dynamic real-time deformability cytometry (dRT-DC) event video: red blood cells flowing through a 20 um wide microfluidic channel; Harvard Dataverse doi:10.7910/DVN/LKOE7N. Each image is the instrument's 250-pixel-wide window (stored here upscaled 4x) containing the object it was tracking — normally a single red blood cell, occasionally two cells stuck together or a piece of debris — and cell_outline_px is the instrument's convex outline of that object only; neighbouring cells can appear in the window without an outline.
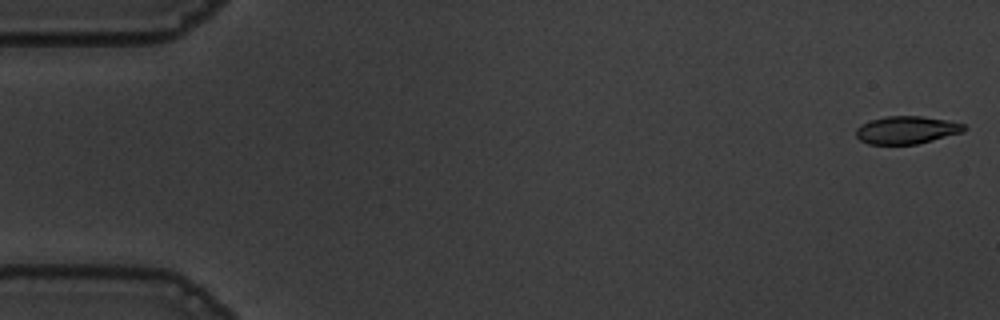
{"species": "common noctule bat (a hibernating species)", "species_latin": "Nyctalus noctula", "temperature_condition": "warm", "stored_images_in_passage": 55, "camera_frame_rate_fps": 3000, "um_per_image_px": 0.085, "animal": {"sex": "male", "body_mass_g": 19.5, "forearm_length_mm": 54.6}, "frame": {"image": 1, "passage_image": 1, "time_ms": 0.0, "image_size_px": [1000, 320], "cell_outline_px": [[968, 128], [964, 132], [916, 144], [868, 144], [860, 140], [856, 136], [856, 128], [872, 120], [884, 116], [920, 116], [948, 120], [964, 124]], "centroid_in_image_um": [77.09, 11.05], "position_along_channel_um": 7.9, "area_um2": 17.4}}
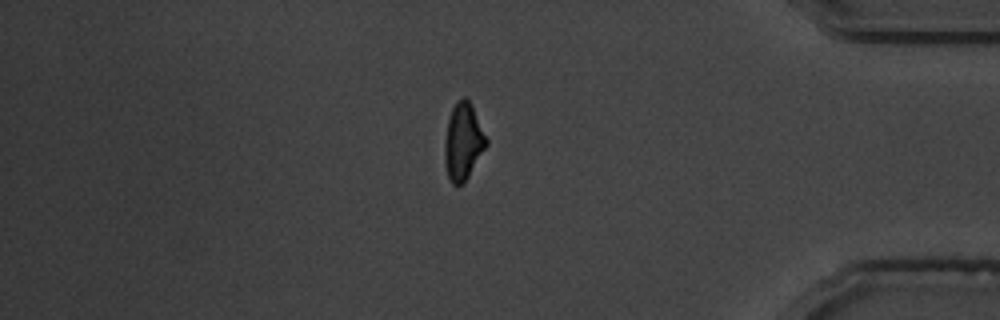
{"frame": {"image": 2, "passage_image": 47, "time_ms": 15.333, "image_size_px": [1000, 320], "cell_outline_px": [[488, 144], [464, 184], [452, 184], [448, 176], [444, 164], [444, 144], [448, 120], [452, 108], [456, 100], [464, 96], [472, 104], [488, 140]], "centroid_in_image_um": [39.37, 12.03], "position_along_channel_um": 395.8, "area_um2": 18.84}}
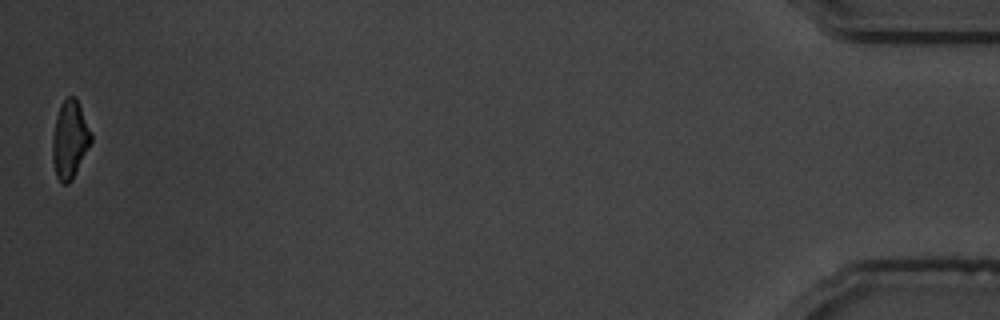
{"frame": {"image": 3, "passage_image": 55, "time_ms": 18.0, "image_size_px": [1000, 320], "cell_outline_px": [[92, 140], [72, 180], [68, 184], [64, 184], [56, 176], [52, 160], [52, 136], [56, 116], [60, 104], [68, 96], [76, 96], [92, 132]], "centroid_in_image_um": [5.93, 11.83], "position_along_channel_um": 429.3, "area_um2": 17.63}, "authors_computed_cell_mechanics": {"area_um2": 18.6116, "velocity_mm_per_s": 3.6404, "shape_relaxation_time_tau1_ms": 2.8466, "shape_relaxation_time_tau2_ms": 2.4995, "deformation_change_tau1": 0.155, "deformation_change_tau2": 0.0837}}